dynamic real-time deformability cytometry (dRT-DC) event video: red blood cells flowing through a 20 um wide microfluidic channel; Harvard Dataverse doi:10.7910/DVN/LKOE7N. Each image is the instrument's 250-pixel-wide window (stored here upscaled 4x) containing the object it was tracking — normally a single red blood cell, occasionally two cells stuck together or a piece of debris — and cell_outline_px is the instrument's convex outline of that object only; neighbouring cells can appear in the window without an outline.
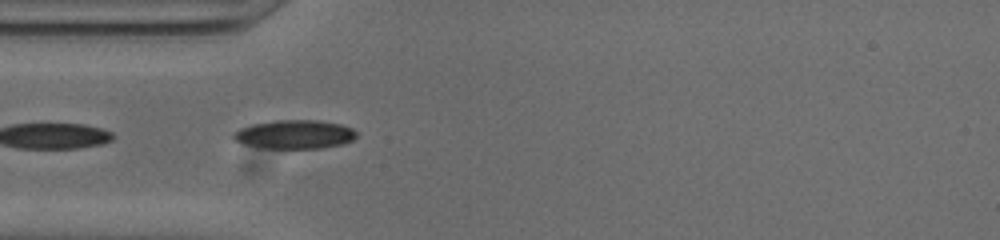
{"species": "common noctule bat (a hibernating species)", "species_latin": "Nyctalus noctula", "temperature_condition": "cold", "stored_images_in_passage": 21, "camera_frame_rate_fps": 3000, "um_per_image_px": 0.085, "animal": {"sex": "male", "body_mass_g": 20.0, "forearm_length_mm": 53.3}, "frame": {"image": 1, "passage_image": 1, "time_ms": 0.0, "image_size_px": [1000, 240], "cell_outline_px": [[356, 136], [352, 140], [340, 144], [320, 148], [264, 148], [244, 144], [232, 140], [232, 132], [240, 128], [252, 124], [272, 120], [316, 120], [340, 124], [352, 128], [356, 132]], "centroid_in_image_um": [24.98, 11.41], "position_along_channel_um": 60.0, "area_um2": 20.63}}